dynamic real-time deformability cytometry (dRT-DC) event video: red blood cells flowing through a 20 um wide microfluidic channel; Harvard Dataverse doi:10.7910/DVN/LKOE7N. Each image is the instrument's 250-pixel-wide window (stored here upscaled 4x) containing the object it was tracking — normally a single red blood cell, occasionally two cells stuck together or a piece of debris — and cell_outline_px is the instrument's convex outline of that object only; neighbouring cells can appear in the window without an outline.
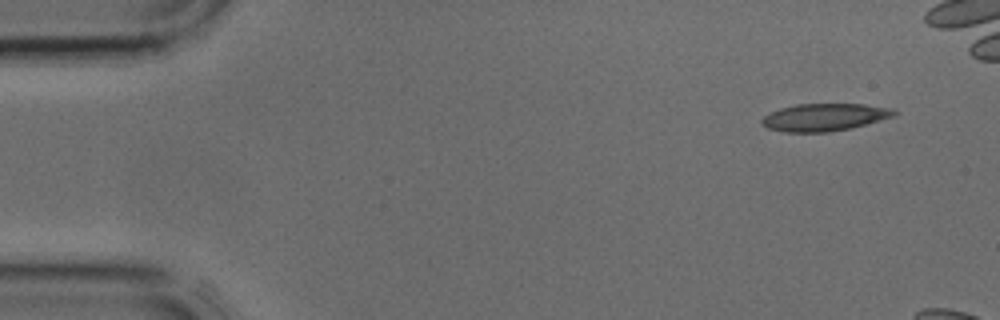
{"species": "common noctule bat (a hibernating species)", "species_latin": "Nyctalus noctula", "temperature_condition": "cold", "stored_images_in_passage": 3, "camera_frame_rate_fps": 3000, "um_per_image_px": 0.085, "animal": {"sex": "male", "body_mass_g": 17.9, "forearm_length_mm": 54.2}, "frame": {"image": 1, "passage_image": 1, "time_ms": 0.0, "image_size_px": [1000, 320], "cell_outline_px": [[900, 112], [896, 116], [848, 128], [828, 132], [784, 132], [768, 128], [760, 120], [764, 116], [780, 108], [796, 104], [864, 104], [892, 108]], "centroid_in_image_um": [70.11, 9.95], "position_along_channel_um": 14.9, "area_um2": 21.04}}